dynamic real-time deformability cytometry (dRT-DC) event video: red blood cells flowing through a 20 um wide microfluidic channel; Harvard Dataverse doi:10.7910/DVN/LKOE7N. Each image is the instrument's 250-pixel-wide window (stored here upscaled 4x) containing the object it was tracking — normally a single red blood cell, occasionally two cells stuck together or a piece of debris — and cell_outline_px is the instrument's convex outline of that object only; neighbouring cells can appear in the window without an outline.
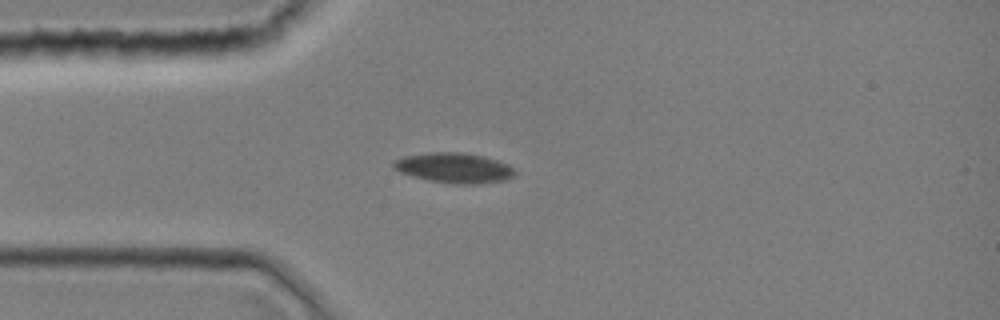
{"species": "common noctule bat (a hibernating species)", "species_latin": "Nyctalus noctula", "temperature_condition": "room temperature", "stored_images_in_passage": 37, "camera_frame_rate_fps": 3000, "um_per_image_px": 0.085, "animal": {"sex": "female", "body_mass_g": 19.0, "forearm_length_mm": 51.5}, "frame": {"image": 1, "passage_image": 6, "time_ms": 1.667, "image_size_px": [1000, 320], "cell_outline_px": [[516, 176], [504, 180], [480, 184], [456, 184], [432, 180], [412, 176], [400, 172], [392, 168], [392, 160], [404, 156], [428, 152], [460, 152], [484, 156], [508, 164], [516, 172]], "centroid_in_image_um": [38.59, 14.26], "position_along_channel_um": 46.4, "area_um2": 21.39}}
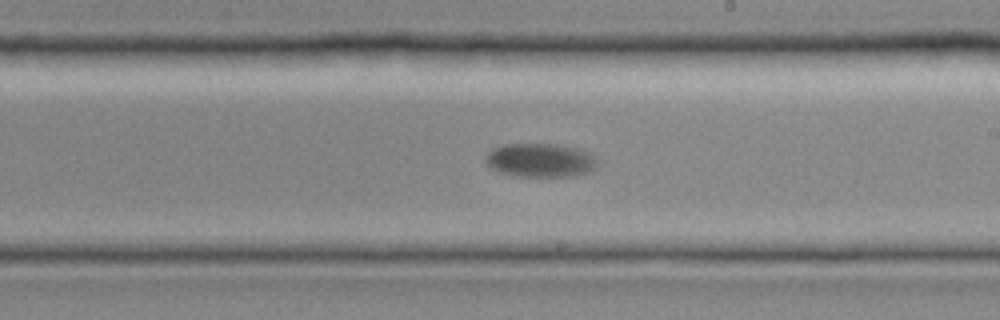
{"frame": {"image": 2, "passage_image": 21, "time_ms": 6.667, "image_size_px": [1000, 320], "cell_outline_px": [[596, 164], [588, 172], [568, 176], [516, 176], [500, 172], [492, 168], [484, 160], [484, 156], [492, 148], [504, 144], [556, 144], [576, 148], [592, 152], [596, 160]], "centroid_in_image_um": [45.89, 13.6], "position_along_channel_um": 243.1, "area_um2": 21.91}}
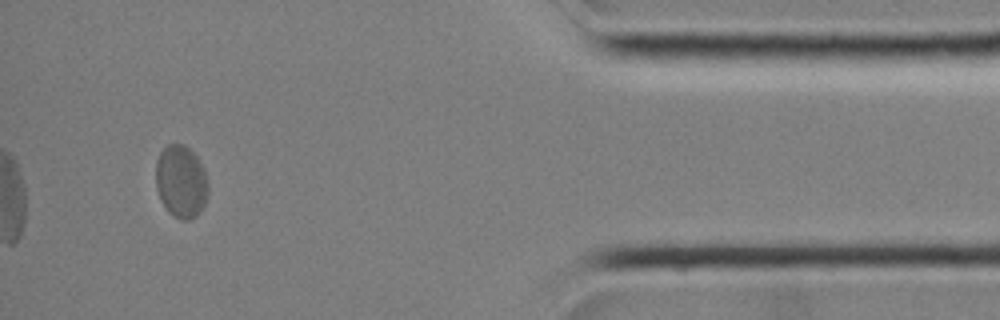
{"frame": {"image": 3, "passage_image": 37, "time_ms": 12.0, "image_size_px": [1000, 320], "cell_outline_px": [[208, 196], [200, 212], [196, 216], [188, 220], [180, 220], [172, 216], [168, 212], [160, 200], [156, 188], [156, 160], [160, 152], [168, 144], [184, 144], [200, 160], [204, 168], [208, 180]], "centroid_in_image_um": [15.39, 15.45], "position_along_channel_um": 419.8, "area_um2": 22.54}}